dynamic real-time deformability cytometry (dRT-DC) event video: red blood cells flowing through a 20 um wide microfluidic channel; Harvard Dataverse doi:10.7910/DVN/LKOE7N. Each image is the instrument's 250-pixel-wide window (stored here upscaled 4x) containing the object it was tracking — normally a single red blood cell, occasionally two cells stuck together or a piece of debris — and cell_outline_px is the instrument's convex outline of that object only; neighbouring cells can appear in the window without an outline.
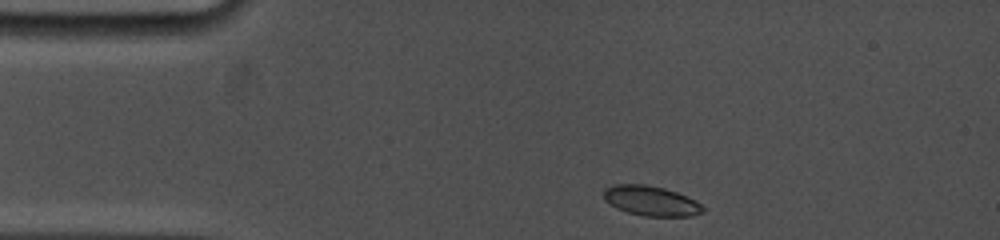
{"species": "common noctule bat (a hibernating species)", "species_latin": "Nyctalus noctula", "temperature_condition": "cold", "stored_images_in_passage": 48, "camera_frame_rate_fps": 5000, "um_per_image_px": 0.085, "animal": {"sex": "female", "body_mass_g": 19.0, "forearm_length_mm": 53.3}, "frame": {"image": 1, "passage_image": 1, "time_ms": 0.0, "image_size_px": [1000, 240], "cell_outline_px": [[704, 212], [692, 216], [644, 216], [628, 212], [616, 208], [604, 200], [604, 188], [612, 184], [644, 184], [664, 188], [676, 192], [696, 200], [704, 208]], "centroid_in_image_um": [55.32, 17.07], "position_along_channel_um": 29.7, "area_um2": 17.34}}
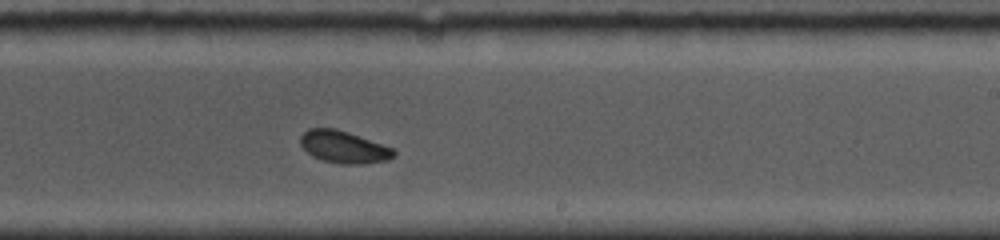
{"frame": {"image": 2, "passage_image": 27, "time_ms": 7.4, "image_size_px": [1000, 240], "cell_outline_px": [[396, 156], [388, 160], [364, 164], [340, 164], [324, 160], [312, 156], [300, 144], [300, 136], [308, 128], [336, 128], [396, 148]], "centroid_in_image_um": [29.27, 12.49], "position_along_channel_um": 259.7, "area_um2": 17.74}}
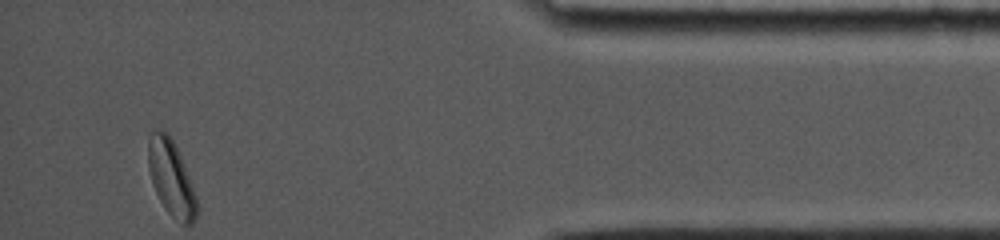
{"frame": {"image": 3, "passage_image": 48, "time_ms": 12.6, "image_size_px": [1000, 240], "cell_outline_px": [[196, 216], [192, 224], [180, 224], [164, 208], [156, 192], [148, 168], [148, 140], [152, 132], [164, 128], [168, 132], [184, 164], [196, 196]], "centroid_in_image_um": [14.54, 15.12], "position_along_channel_um": 420.7, "area_um2": 21.04}, "authors_computed_cell_mechanics": {"area_um2": 18.0914, "velocity_mm_per_s": 3.756, "shape_relaxation_time_tau1_ms": 4.1001, "shape_relaxation_time_tau2_ms": null, "deformation_change_tau1": 0.1087, "deformation_change_tau2": null}}